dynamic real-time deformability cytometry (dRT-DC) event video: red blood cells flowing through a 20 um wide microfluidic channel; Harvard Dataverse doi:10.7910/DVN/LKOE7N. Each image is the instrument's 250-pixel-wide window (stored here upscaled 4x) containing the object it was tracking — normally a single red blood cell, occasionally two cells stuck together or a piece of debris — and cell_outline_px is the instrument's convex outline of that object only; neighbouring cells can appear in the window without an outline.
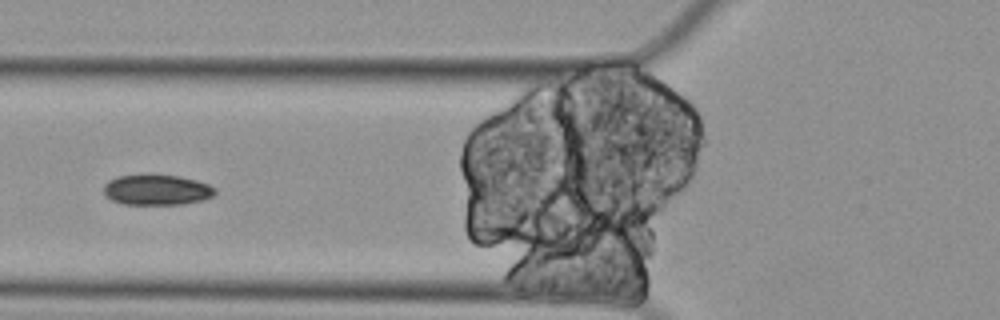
{"species": "Egyptian fruit bat (a non-hibernating species)", "species_latin": "Rousettus aegyptiacus", "temperature_condition": "cold", "stored_images_in_passage": 12, "camera_frame_rate_fps": 3000, "um_per_image_px": 0.085, "animal": {"sex": "female"}, "frame": {"image": 1, "passage_image": 6, "time_ms": 1.667, "image_size_px": [1000, 320], "cell_outline_px": [[216, 192], [212, 196], [204, 200], [184, 204], [124, 204], [112, 200], [104, 196], [104, 184], [108, 180], [116, 176], [152, 172], [180, 176], [196, 180], [208, 184], [216, 188]], "centroid_in_image_um": [13.3, 16.1], "position_along_channel_um": 112.5, "area_um2": 20.52}}
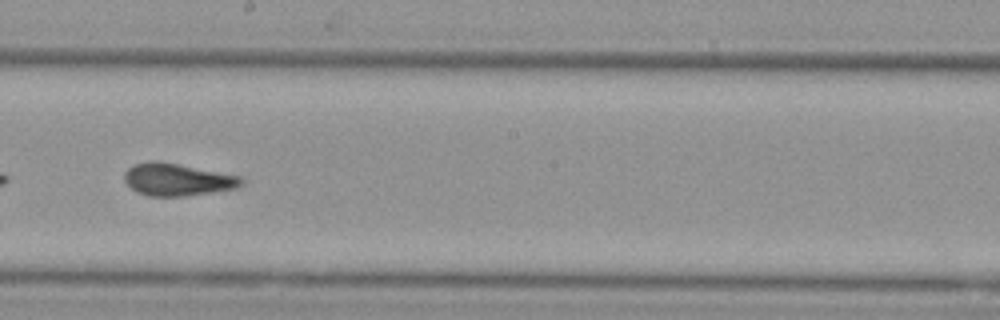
{"frame": {"image": 2, "passage_image": 9, "time_ms": 2.667, "image_size_px": [1000, 320], "cell_outline_px": [[244, 184], [236, 188], [212, 192], [184, 196], [148, 196], [136, 192], [124, 180], [124, 172], [132, 164], [152, 160], [160, 160], [240, 176], [244, 180]], "centroid_in_image_um": [15.05, 15.25], "position_along_channel_um": 233.1, "area_um2": 22.25}}
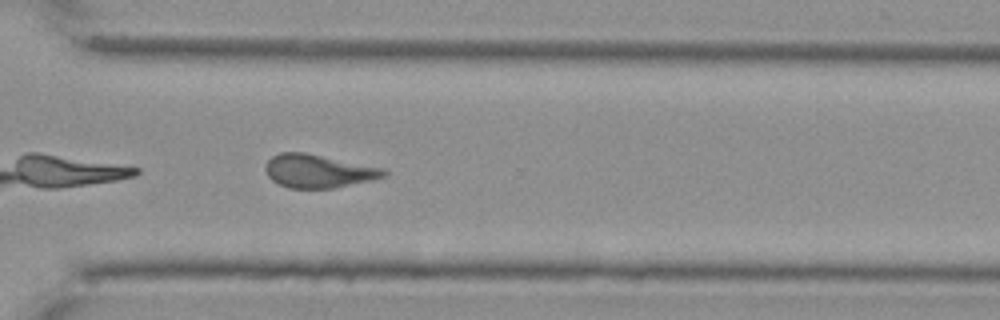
{"frame": {"image": 3, "passage_image": 12, "time_ms": 3.667, "image_size_px": [1000, 320], "cell_outline_px": [[388, 172], [384, 176], [372, 180], [332, 188], [288, 188], [272, 180], [268, 176], [264, 168], [268, 160], [272, 156], [280, 152], [304, 152], [384, 168]], "centroid_in_image_um": [27.04, 14.54], "position_along_channel_um": 343.6, "area_um2": 22.83}}